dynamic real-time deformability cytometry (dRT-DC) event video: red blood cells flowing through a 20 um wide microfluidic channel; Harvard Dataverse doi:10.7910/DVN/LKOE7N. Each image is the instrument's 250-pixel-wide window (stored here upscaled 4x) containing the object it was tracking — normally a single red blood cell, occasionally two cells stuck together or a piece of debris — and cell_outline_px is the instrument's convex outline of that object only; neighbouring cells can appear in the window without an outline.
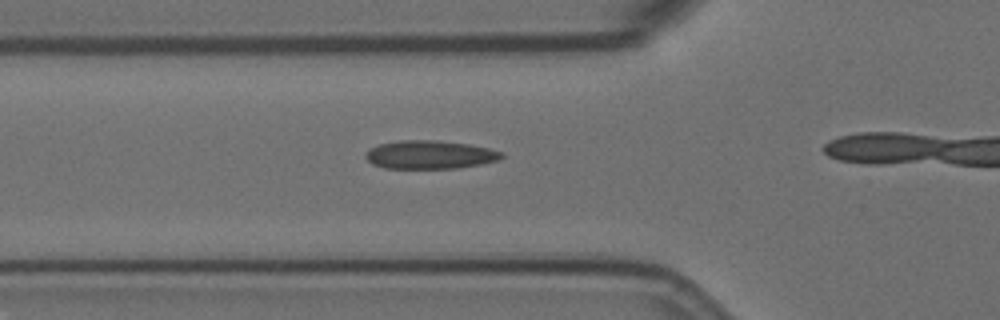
{"species": "Egyptian fruit bat (a non-hibernating species)", "species_latin": "Rousettus aegyptiacus", "temperature_condition": "room temperature", "stored_images_in_passage": 10, "camera_frame_rate_fps": 3000, "um_per_image_px": 0.085, "animal": {"sex": "female"}, "frame": {"image": 1, "passage_image": 5, "time_ms": 1.333, "image_size_px": [1000, 320], "cell_outline_px": [[504, 156], [500, 160], [480, 164], [456, 168], [384, 168], [372, 164], [364, 156], [372, 148], [380, 144], [400, 140], [436, 140], [468, 144], [488, 148], [504, 152]], "centroid_in_image_um": [36.57, 13.15], "position_along_channel_um": 89.2, "area_um2": 22.37}}